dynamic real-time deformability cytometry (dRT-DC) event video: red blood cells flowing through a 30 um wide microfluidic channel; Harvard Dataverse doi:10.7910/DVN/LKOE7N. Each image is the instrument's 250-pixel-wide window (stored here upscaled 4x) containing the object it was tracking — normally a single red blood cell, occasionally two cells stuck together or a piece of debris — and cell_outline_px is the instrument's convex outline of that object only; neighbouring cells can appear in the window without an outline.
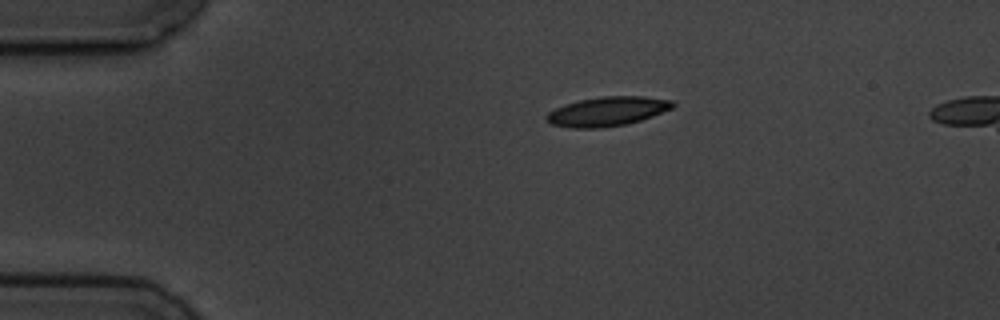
{"species": "common noctule bat (a hibernating species)", "species_latin": "Nyctalus noctula", "temperature_condition": "cold", "stored_images_in_passage": 3, "camera_frame_rate_fps": 3000, "um_per_image_px": 0.085, "animal": {"sex": "male", "body_mass_g": 19.5, "forearm_length_mm": 54.6}, "frame": {"image": 1, "passage_image": 1, "time_ms": 0.0, "image_size_px": [1000, 320], "cell_outline_px": [[676, 104], [672, 108], [652, 116], [628, 124], [600, 128], [572, 128], [552, 124], [544, 120], [544, 116], [548, 112], [564, 104], [580, 100], [604, 96], [644, 96], [672, 100]], "centroid_in_image_um": [51.6, 9.47], "position_along_channel_um": 33.4, "area_um2": 21.62}}